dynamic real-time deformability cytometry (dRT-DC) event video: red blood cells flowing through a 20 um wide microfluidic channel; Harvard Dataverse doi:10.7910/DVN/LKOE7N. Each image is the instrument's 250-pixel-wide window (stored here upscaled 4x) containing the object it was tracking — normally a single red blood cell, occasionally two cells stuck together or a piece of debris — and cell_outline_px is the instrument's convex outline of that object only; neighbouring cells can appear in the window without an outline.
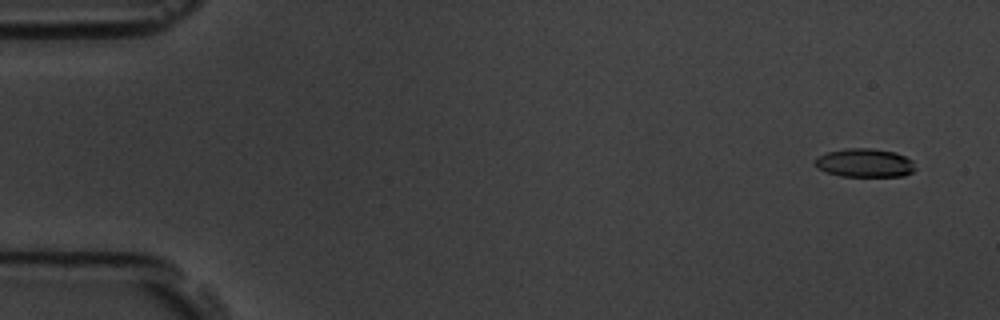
{"species": "common noctule bat (a hibernating species)", "species_latin": "Nyctalus noctula", "temperature_condition": "room temperature", "stored_images_in_passage": 5, "camera_frame_rate_fps": 3000, "um_per_image_px": 0.085, "animal": {"sex": "male", "body_mass_g": 19.5, "forearm_length_mm": 54.6}, "frame": {"image": 1, "passage_image": 1, "time_ms": 0.0, "image_size_px": [1000, 320], "cell_outline_px": [[916, 168], [912, 172], [904, 176], [840, 176], [828, 172], [820, 168], [816, 164], [816, 160], [820, 156], [828, 152], [848, 148], [872, 148], [896, 152], [912, 160]], "centroid_in_image_um": [73.57, 13.84], "position_along_channel_um": 11.4, "area_um2": 16.47}}
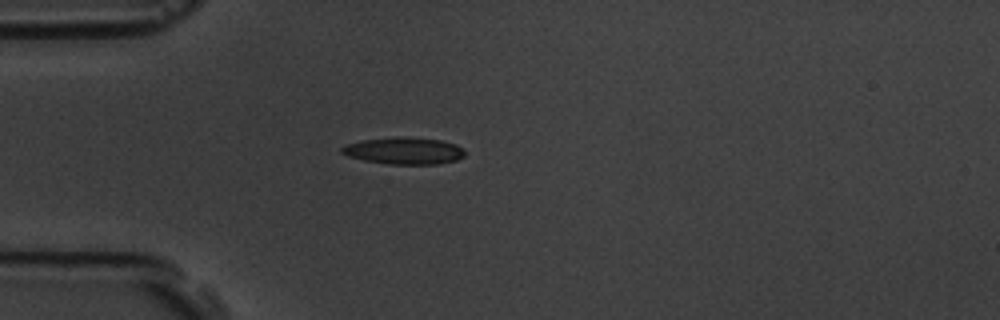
{"frame": {"image": 2, "passage_image": 4, "time_ms": 1.0, "image_size_px": [1000, 320], "cell_outline_px": [[464, 156], [456, 160], [440, 164], [388, 164], [364, 160], [348, 156], [340, 152], [340, 148], [344, 144], [360, 140], [396, 136], [440, 140], [456, 144], [464, 148]], "centroid_in_image_um": [34.31, 12.81], "position_along_channel_um": 50.7, "area_um2": 19.48}}